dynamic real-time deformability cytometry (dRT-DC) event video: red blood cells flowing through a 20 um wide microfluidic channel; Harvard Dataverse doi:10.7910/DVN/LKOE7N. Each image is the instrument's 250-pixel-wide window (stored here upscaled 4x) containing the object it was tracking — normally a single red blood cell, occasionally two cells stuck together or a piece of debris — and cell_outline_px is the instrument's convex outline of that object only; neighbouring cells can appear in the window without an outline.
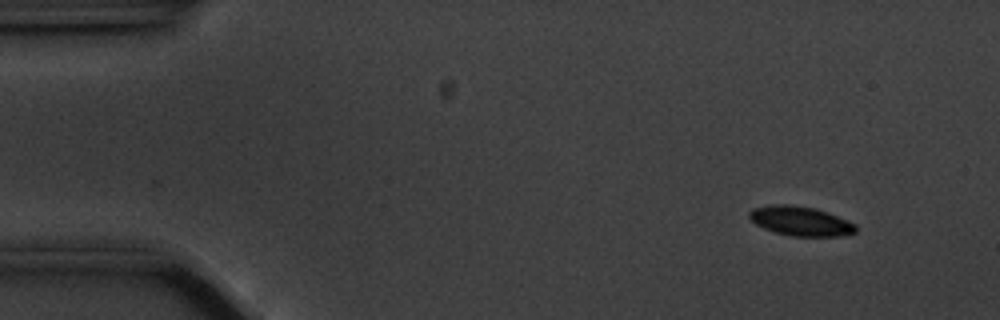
{"species": "common noctule bat (a hibernating species)", "species_latin": "Nyctalus noctula", "temperature_condition": "cold", "stored_images_in_passage": 53, "camera_frame_rate_fps": 3000, "um_per_image_px": 0.085, "animal": {"sex": "male", "body_mass_g": 20.1, "forearm_length_mm": 53.5}, "frame": {"image": 1, "passage_image": 2, "time_ms": 0.333, "image_size_px": [1000, 320], "cell_outline_px": [[856, 232], [840, 236], [792, 236], [776, 232], [764, 228], [756, 224], [748, 216], [748, 212], [752, 208], [772, 204], [788, 204], [816, 208], [828, 212], [856, 224]], "centroid_in_image_um": [68.04, 18.78], "position_along_channel_um": 17.0, "area_um2": 18.26}}
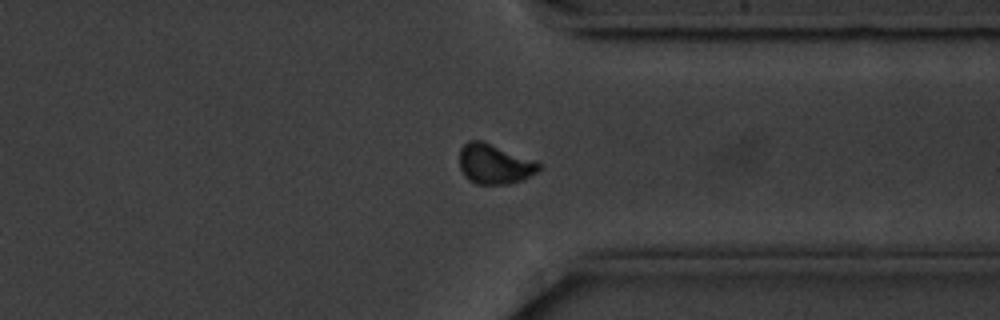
{"frame": {"image": 2, "passage_image": 40, "time_ms": 13.0, "image_size_px": [1000, 320], "cell_outline_px": [[540, 168], [536, 172], [524, 180], [508, 184], [476, 184], [468, 180], [460, 168], [460, 148], [468, 140], [480, 140], [536, 160], [540, 164]], "centroid_in_image_um": [42.03, 13.95], "position_along_channel_um": 369.4, "area_um2": 18.5}}
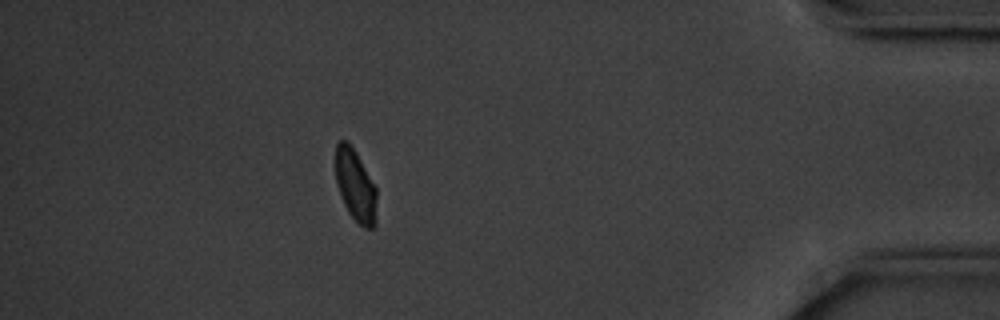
{"frame": {"image": 3, "passage_image": 47, "time_ms": 15.333, "image_size_px": [1000, 320], "cell_outline_px": [[376, 224], [372, 228], [364, 228], [348, 212], [344, 204], [336, 184], [336, 144], [340, 140], [348, 140], [356, 152], [376, 188]], "centroid_in_image_um": [30.21, 15.76], "position_along_channel_um": 405.0, "area_um2": 17.17}, "authors_computed_cell_mechanics": {"area_um2": 18.496, "velocity_mm_per_s": 3.5252, "shape_relaxation_time_tau1_ms": 2.2149, "shape_relaxation_time_tau2_ms": null, "deformation_change_tau1": 0.0692, "deformation_change_tau2": null}}